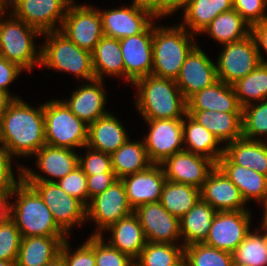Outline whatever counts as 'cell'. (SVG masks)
<instances>
[{
    "instance_id": "1",
    "label": "cell",
    "mask_w": 267,
    "mask_h": 266,
    "mask_svg": "<svg viewBox=\"0 0 267 266\" xmlns=\"http://www.w3.org/2000/svg\"><path fill=\"white\" fill-rule=\"evenodd\" d=\"M0 150L11 155H34L45 142L43 104L37 109L15 98L0 118Z\"/></svg>"
},
{
    "instance_id": "2",
    "label": "cell",
    "mask_w": 267,
    "mask_h": 266,
    "mask_svg": "<svg viewBox=\"0 0 267 266\" xmlns=\"http://www.w3.org/2000/svg\"><path fill=\"white\" fill-rule=\"evenodd\" d=\"M138 90L136 106L145 120L183 119L187 101L175 80L148 75L132 83Z\"/></svg>"
},
{
    "instance_id": "3",
    "label": "cell",
    "mask_w": 267,
    "mask_h": 266,
    "mask_svg": "<svg viewBox=\"0 0 267 266\" xmlns=\"http://www.w3.org/2000/svg\"><path fill=\"white\" fill-rule=\"evenodd\" d=\"M18 199L10 205V219L20 231L21 237H65L67 234L56 224L50 209L39 194L23 179L11 195Z\"/></svg>"
},
{
    "instance_id": "4",
    "label": "cell",
    "mask_w": 267,
    "mask_h": 266,
    "mask_svg": "<svg viewBox=\"0 0 267 266\" xmlns=\"http://www.w3.org/2000/svg\"><path fill=\"white\" fill-rule=\"evenodd\" d=\"M185 24L173 27L153 25V68L151 75L175 80L189 53L197 46Z\"/></svg>"
},
{
    "instance_id": "5",
    "label": "cell",
    "mask_w": 267,
    "mask_h": 266,
    "mask_svg": "<svg viewBox=\"0 0 267 266\" xmlns=\"http://www.w3.org/2000/svg\"><path fill=\"white\" fill-rule=\"evenodd\" d=\"M47 41L41 47L40 65L67 71L76 77L94 80L92 53L78 47L60 30L43 33Z\"/></svg>"
},
{
    "instance_id": "6",
    "label": "cell",
    "mask_w": 267,
    "mask_h": 266,
    "mask_svg": "<svg viewBox=\"0 0 267 266\" xmlns=\"http://www.w3.org/2000/svg\"><path fill=\"white\" fill-rule=\"evenodd\" d=\"M43 114L46 144L72 150L87 146L88 125L75 116L61 100L44 103Z\"/></svg>"
},
{
    "instance_id": "7",
    "label": "cell",
    "mask_w": 267,
    "mask_h": 266,
    "mask_svg": "<svg viewBox=\"0 0 267 266\" xmlns=\"http://www.w3.org/2000/svg\"><path fill=\"white\" fill-rule=\"evenodd\" d=\"M9 15L11 18L6 21H1L0 17V57L31 71L36 64L40 65L41 51H38L39 54L36 52L33 39L42 33L11 12Z\"/></svg>"
},
{
    "instance_id": "8",
    "label": "cell",
    "mask_w": 267,
    "mask_h": 266,
    "mask_svg": "<svg viewBox=\"0 0 267 266\" xmlns=\"http://www.w3.org/2000/svg\"><path fill=\"white\" fill-rule=\"evenodd\" d=\"M262 57L260 46L257 47L252 34L242 40L225 44L218 56L217 79L232 85L252 72L260 63L267 64Z\"/></svg>"
},
{
    "instance_id": "9",
    "label": "cell",
    "mask_w": 267,
    "mask_h": 266,
    "mask_svg": "<svg viewBox=\"0 0 267 266\" xmlns=\"http://www.w3.org/2000/svg\"><path fill=\"white\" fill-rule=\"evenodd\" d=\"M42 198L50 209L56 224L69 235V229L75 224L84 223L86 206L77 198L68 195L57 182L25 181Z\"/></svg>"
},
{
    "instance_id": "10",
    "label": "cell",
    "mask_w": 267,
    "mask_h": 266,
    "mask_svg": "<svg viewBox=\"0 0 267 266\" xmlns=\"http://www.w3.org/2000/svg\"><path fill=\"white\" fill-rule=\"evenodd\" d=\"M69 4L60 31L78 47L92 52L104 36L98 9ZM95 9V10H94Z\"/></svg>"
},
{
    "instance_id": "11",
    "label": "cell",
    "mask_w": 267,
    "mask_h": 266,
    "mask_svg": "<svg viewBox=\"0 0 267 266\" xmlns=\"http://www.w3.org/2000/svg\"><path fill=\"white\" fill-rule=\"evenodd\" d=\"M89 204L86 206V218L93 219L98 226V230L92 235H102V230L105 231L110 225L134 212L120 179L91 198Z\"/></svg>"
},
{
    "instance_id": "12",
    "label": "cell",
    "mask_w": 267,
    "mask_h": 266,
    "mask_svg": "<svg viewBox=\"0 0 267 266\" xmlns=\"http://www.w3.org/2000/svg\"><path fill=\"white\" fill-rule=\"evenodd\" d=\"M73 0H11L12 15L43 33L60 30L67 8ZM60 20V21H59ZM56 27V28H55Z\"/></svg>"
},
{
    "instance_id": "13",
    "label": "cell",
    "mask_w": 267,
    "mask_h": 266,
    "mask_svg": "<svg viewBox=\"0 0 267 266\" xmlns=\"http://www.w3.org/2000/svg\"><path fill=\"white\" fill-rule=\"evenodd\" d=\"M250 212H216L204 244L233 253L250 233Z\"/></svg>"
},
{
    "instance_id": "14",
    "label": "cell",
    "mask_w": 267,
    "mask_h": 266,
    "mask_svg": "<svg viewBox=\"0 0 267 266\" xmlns=\"http://www.w3.org/2000/svg\"><path fill=\"white\" fill-rule=\"evenodd\" d=\"M150 132L143 143L153 164H161L166 158L184 150L183 119L145 120Z\"/></svg>"
},
{
    "instance_id": "15",
    "label": "cell",
    "mask_w": 267,
    "mask_h": 266,
    "mask_svg": "<svg viewBox=\"0 0 267 266\" xmlns=\"http://www.w3.org/2000/svg\"><path fill=\"white\" fill-rule=\"evenodd\" d=\"M105 36L122 39L142 33L158 16L133 0L131 7L100 11Z\"/></svg>"
},
{
    "instance_id": "16",
    "label": "cell",
    "mask_w": 267,
    "mask_h": 266,
    "mask_svg": "<svg viewBox=\"0 0 267 266\" xmlns=\"http://www.w3.org/2000/svg\"><path fill=\"white\" fill-rule=\"evenodd\" d=\"M160 165L166 180L201 189L217 164L205 156L183 150L166 158Z\"/></svg>"
},
{
    "instance_id": "17",
    "label": "cell",
    "mask_w": 267,
    "mask_h": 266,
    "mask_svg": "<svg viewBox=\"0 0 267 266\" xmlns=\"http://www.w3.org/2000/svg\"><path fill=\"white\" fill-rule=\"evenodd\" d=\"M153 24L151 23L142 33L119 40L125 78L130 83L152 73Z\"/></svg>"
},
{
    "instance_id": "18",
    "label": "cell",
    "mask_w": 267,
    "mask_h": 266,
    "mask_svg": "<svg viewBox=\"0 0 267 266\" xmlns=\"http://www.w3.org/2000/svg\"><path fill=\"white\" fill-rule=\"evenodd\" d=\"M138 216L147 242L174 244L181 237L180 219L171 215L160 202L138 206Z\"/></svg>"
},
{
    "instance_id": "19",
    "label": "cell",
    "mask_w": 267,
    "mask_h": 266,
    "mask_svg": "<svg viewBox=\"0 0 267 266\" xmlns=\"http://www.w3.org/2000/svg\"><path fill=\"white\" fill-rule=\"evenodd\" d=\"M217 81L216 65L199 46L189 53L175 79L186 100L195 92L212 86Z\"/></svg>"
},
{
    "instance_id": "20",
    "label": "cell",
    "mask_w": 267,
    "mask_h": 266,
    "mask_svg": "<svg viewBox=\"0 0 267 266\" xmlns=\"http://www.w3.org/2000/svg\"><path fill=\"white\" fill-rule=\"evenodd\" d=\"M124 185L129 205L135 210L146 203L160 202L161 193L166 182L160 164H152L143 171L120 179Z\"/></svg>"
},
{
    "instance_id": "21",
    "label": "cell",
    "mask_w": 267,
    "mask_h": 266,
    "mask_svg": "<svg viewBox=\"0 0 267 266\" xmlns=\"http://www.w3.org/2000/svg\"><path fill=\"white\" fill-rule=\"evenodd\" d=\"M200 190L201 199L217 212L245 210L239 189L217 165Z\"/></svg>"
},
{
    "instance_id": "22",
    "label": "cell",
    "mask_w": 267,
    "mask_h": 266,
    "mask_svg": "<svg viewBox=\"0 0 267 266\" xmlns=\"http://www.w3.org/2000/svg\"><path fill=\"white\" fill-rule=\"evenodd\" d=\"M105 101L106 95L102 80L94 79L90 81V84L81 86V88L74 91L71 98L66 102H62L75 116L89 126L98 118L109 114L104 109Z\"/></svg>"
},
{
    "instance_id": "23",
    "label": "cell",
    "mask_w": 267,
    "mask_h": 266,
    "mask_svg": "<svg viewBox=\"0 0 267 266\" xmlns=\"http://www.w3.org/2000/svg\"><path fill=\"white\" fill-rule=\"evenodd\" d=\"M217 166L227 175V177L237 186L245 202L252 198L267 205V176L234 164L225 154L217 163Z\"/></svg>"
},
{
    "instance_id": "24",
    "label": "cell",
    "mask_w": 267,
    "mask_h": 266,
    "mask_svg": "<svg viewBox=\"0 0 267 266\" xmlns=\"http://www.w3.org/2000/svg\"><path fill=\"white\" fill-rule=\"evenodd\" d=\"M187 110H210L226 113H242L234 88L223 81L195 92L187 100Z\"/></svg>"
},
{
    "instance_id": "25",
    "label": "cell",
    "mask_w": 267,
    "mask_h": 266,
    "mask_svg": "<svg viewBox=\"0 0 267 266\" xmlns=\"http://www.w3.org/2000/svg\"><path fill=\"white\" fill-rule=\"evenodd\" d=\"M187 114L209 130L221 143L227 144L242 137V113L187 110Z\"/></svg>"
},
{
    "instance_id": "26",
    "label": "cell",
    "mask_w": 267,
    "mask_h": 266,
    "mask_svg": "<svg viewBox=\"0 0 267 266\" xmlns=\"http://www.w3.org/2000/svg\"><path fill=\"white\" fill-rule=\"evenodd\" d=\"M123 125L111 113L88 126L87 148L111 155L129 137Z\"/></svg>"
},
{
    "instance_id": "27",
    "label": "cell",
    "mask_w": 267,
    "mask_h": 266,
    "mask_svg": "<svg viewBox=\"0 0 267 266\" xmlns=\"http://www.w3.org/2000/svg\"><path fill=\"white\" fill-rule=\"evenodd\" d=\"M112 232L109 245L136 259L145 247L147 239L138 216L133 212L110 225L106 230Z\"/></svg>"
},
{
    "instance_id": "28",
    "label": "cell",
    "mask_w": 267,
    "mask_h": 266,
    "mask_svg": "<svg viewBox=\"0 0 267 266\" xmlns=\"http://www.w3.org/2000/svg\"><path fill=\"white\" fill-rule=\"evenodd\" d=\"M65 237H22L16 266H45L60 254Z\"/></svg>"
},
{
    "instance_id": "29",
    "label": "cell",
    "mask_w": 267,
    "mask_h": 266,
    "mask_svg": "<svg viewBox=\"0 0 267 266\" xmlns=\"http://www.w3.org/2000/svg\"><path fill=\"white\" fill-rule=\"evenodd\" d=\"M224 154L236 165L251 168L267 176V142L239 138L227 143Z\"/></svg>"
},
{
    "instance_id": "30",
    "label": "cell",
    "mask_w": 267,
    "mask_h": 266,
    "mask_svg": "<svg viewBox=\"0 0 267 266\" xmlns=\"http://www.w3.org/2000/svg\"><path fill=\"white\" fill-rule=\"evenodd\" d=\"M216 212L209 203L200 199L180 219V233L185 239L182 244L184 247L206 240Z\"/></svg>"
},
{
    "instance_id": "31",
    "label": "cell",
    "mask_w": 267,
    "mask_h": 266,
    "mask_svg": "<svg viewBox=\"0 0 267 266\" xmlns=\"http://www.w3.org/2000/svg\"><path fill=\"white\" fill-rule=\"evenodd\" d=\"M185 117L188 121L183 119V143L187 144L184 150L205 156L217 164L219 158L224 154V147H216L221 142L188 114Z\"/></svg>"
},
{
    "instance_id": "32",
    "label": "cell",
    "mask_w": 267,
    "mask_h": 266,
    "mask_svg": "<svg viewBox=\"0 0 267 266\" xmlns=\"http://www.w3.org/2000/svg\"><path fill=\"white\" fill-rule=\"evenodd\" d=\"M95 78L103 80V74L125 78V67L119 40L103 36L91 52Z\"/></svg>"
},
{
    "instance_id": "33",
    "label": "cell",
    "mask_w": 267,
    "mask_h": 266,
    "mask_svg": "<svg viewBox=\"0 0 267 266\" xmlns=\"http://www.w3.org/2000/svg\"><path fill=\"white\" fill-rule=\"evenodd\" d=\"M72 149L45 144L36 153L40 171L61 180L78 166L79 155Z\"/></svg>"
},
{
    "instance_id": "34",
    "label": "cell",
    "mask_w": 267,
    "mask_h": 266,
    "mask_svg": "<svg viewBox=\"0 0 267 266\" xmlns=\"http://www.w3.org/2000/svg\"><path fill=\"white\" fill-rule=\"evenodd\" d=\"M112 169L117 179L143 171L153 163L150 161L143 141L129 139L111 154Z\"/></svg>"
},
{
    "instance_id": "35",
    "label": "cell",
    "mask_w": 267,
    "mask_h": 266,
    "mask_svg": "<svg viewBox=\"0 0 267 266\" xmlns=\"http://www.w3.org/2000/svg\"><path fill=\"white\" fill-rule=\"evenodd\" d=\"M203 32L221 44L242 40L251 34V26L234 9L217 15Z\"/></svg>"
},
{
    "instance_id": "36",
    "label": "cell",
    "mask_w": 267,
    "mask_h": 266,
    "mask_svg": "<svg viewBox=\"0 0 267 266\" xmlns=\"http://www.w3.org/2000/svg\"><path fill=\"white\" fill-rule=\"evenodd\" d=\"M200 199L199 188L166 180L160 203L171 215L181 219Z\"/></svg>"
},
{
    "instance_id": "37",
    "label": "cell",
    "mask_w": 267,
    "mask_h": 266,
    "mask_svg": "<svg viewBox=\"0 0 267 266\" xmlns=\"http://www.w3.org/2000/svg\"><path fill=\"white\" fill-rule=\"evenodd\" d=\"M184 9V22L190 33H203L219 14L233 9L232 0H193ZM189 26V27H188Z\"/></svg>"
},
{
    "instance_id": "38",
    "label": "cell",
    "mask_w": 267,
    "mask_h": 266,
    "mask_svg": "<svg viewBox=\"0 0 267 266\" xmlns=\"http://www.w3.org/2000/svg\"><path fill=\"white\" fill-rule=\"evenodd\" d=\"M264 234L259 231L251 232L244 238L232 253L234 266H267V236L266 226L263 224Z\"/></svg>"
},
{
    "instance_id": "39",
    "label": "cell",
    "mask_w": 267,
    "mask_h": 266,
    "mask_svg": "<svg viewBox=\"0 0 267 266\" xmlns=\"http://www.w3.org/2000/svg\"><path fill=\"white\" fill-rule=\"evenodd\" d=\"M232 86L242 108L250 105L252 100L259 102L267 99V64L260 63Z\"/></svg>"
},
{
    "instance_id": "40",
    "label": "cell",
    "mask_w": 267,
    "mask_h": 266,
    "mask_svg": "<svg viewBox=\"0 0 267 266\" xmlns=\"http://www.w3.org/2000/svg\"><path fill=\"white\" fill-rule=\"evenodd\" d=\"M184 259V246L147 242L135 266H177Z\"/></svg>"
},
{
    "instance_id": "41",
    "label": "cell",
    "mask_w": 267,
    "mask_h": 266,
    "mask_svg": "<svg viewBox=\"0 0 267 266\" xmlns=\"http://www.w3.org/2000/svg\"><path fill=\"white\" fill-rule=\"evenodd\" d=\"M22 179L24 181H43V182H57L63 191L68 195L77 198L85 206L88 205V191H87V175L83 170L77 166L72 172L63 177L59 181H54L53 179H47L38 173L30 171L25 167L22 168Z\"/></svg>"
},
{
    "instance_id": "42",
    "label": "cell",
    "mask_w": 267,
    "mask_h": 266,
    "mask_svg": "<svg viewBox=\"0 0 267 266\" xmlns=\"http://www.w3.org/2000/svg\"><path fill=\"white\" fill-rule=\"evenodd\" d=\"M184 259L187 266H234L232 253L204 243L185 246Z\"/></svg>"
},
{
    "instance_id": "43",
    "label": "cell",
    "mask_w": 267,
    "mask_h": 266,
    "mask_svg": "<svg viewBox=\"0 0 267 266\" xmlns=\"http://www.w3.org/2000/svg\"><path fill=\"white\" fill-rule=\"evenodd\" d=\"M260 102L242 108L243 138L256 140L257 135L267 134V99Z\"/></svg>"
},
{
    "instance_id": "44",
    "label": "cell",
    "mask_w": 267,
    "mask_h": 266,
    "mask_svg": "<svg viewBox=\"0 0 267 266\" xmlns=\"http://www.w3.org/2000/svg\"><path fill=\"white\" fill-rule=\"evenodd\" d=\"M95 266H135V260L103 241L102 235H93Z\"/></svg>"
},
{
    "instance_id": "45",
    "label": "cell",
    "mask_w": 267,
    "mask_h": 266,
    "mask_svg": "<svg viewBox=\"0 0 267 266\" xmlns=\"http://www.w3.org/2000/svg\"><path fill=\"white\" fill-rule=\"evenodd\" d=\"M21 234L15 223L10 219L0 227V259L16 262Z\"/></svg>"
},
{
    "instance_id": "46",
    "label": "cell",
    "mask_w": 267,
    "mask_h": 266,
    "mask_svg": "<svg viewBox=\"0 0 267 266\" xmlns=\"http://www.w3.org/2000/svg\"><path fill=\"white\" fill-rule=\"evenodd\" d=\"M67 239L62 243L60 256L66 266H95V253L93 251V235L72 254ZM71 254V255H70Z\"/></svg>"
},
{
    "instance_id": "47",
    "label": "cell",
    "mask_w": 267,
    "mask_h": 266,
    "mask_svg": "<svg viewBox=\"0 0 267 266\" xmlns=\"http://www.w3.org/2000/svg\"><path fill=\"white\" fill-rule=\"evenodd\" d=\"M86 156L78 157V166L86 175L114 173L111 155L88 148Z\"/></svg>"
},
{
    "instance_id": "48",
    "label": "cell",
    "mask_w": 267,
    "mask_h": 266,
    "mask_svg": "<svg viewBox=\"0 0 267 266\" xmlns=\"http://www.w3.org/2000/svg\"><path fill=\"white\" fill-rule=\"evenodd\" d=\"M14 156L0 150V200H8L15 187L22 180V168L19 166V179H15L11 168V160Z\"/></svg>"
},
{
    "instance_id": "49",
    "label": "cell",
    "mask_w": 267,
    "mask_h": 266,
    "mask_svg": "<svg viewBox=\"0 0 267 266\" xmlns=\"http://www.w3.org/2000/svg\"><path fill=\"white\" fill-rule=\"evenodd\" d=\"M233 9L252 27L261 23L266 17L264 10L267 7V0H232Z\"/></svg>"
},
{
    "instance_id": "50",
    "label": "cell",
    "mask_w": 267,
    "mask_h": 266,
    "mask_svg": "<svg viewBox=\"0 0 267 266\" xmlns=\"http://www.w3.org/2000/svg\"><path fill=\"white\" fill-rule=\"evenodd\" d=\"M117 179L115 173H101L94 175H87V191L88 198L102 193L110 187Z\"/></svg>"
},
{
    "instance_id": "51",
    "label": "cell",
    "mask_w": 267,
    "mask_h": 266,
    "mask_svg": "<svg viewBox=\"0 0 267 266\" xmlns=\"http://www.w3.org/2000/svg\"><path fill=\"white\" fill-rule=\"evenodd\" d=\"M24 71L18 64L0 57V91L8 92L7 86Z\"/></svg>"
},
{
    "instance_id": "52",
    "label": "cell",
    "mask_w": 267,
    "mask_h": 266,
    "mask_svg": "<svg viewBox=\"0 0 267 266\" xmlns=\"http://www.w3.org/2000/svg\"><path fill=\"white\" fill-rule=\"evenodd\" d=\"M140 6L151 9L158 17H166L170 14L171 0H134Z\"/></svg>"
},
{
    "instance_id": "53",
    "label": "cell",
    "mask_w": 267,
    "mask_h": 266,
    "mask_svg": "<svg viewBox=\"0 0 267 266\" xmlns=\"http://www.w3.org/2000/svg\"><path fill=\"white\" fill-rule=\"evenodd\" d=\"M251 34L253 35L257 47L262 46V48L267 53V17L258 24L251 27Z\"/></svg>"
},
{
    "instance_id": "54",
    "label": "cell",
    "mask_w": 267,
    "mask_h": 266,
    "mask_svg": "<svg viewBox=\"0 0 267 266\" xmlns=\"http://www.w3.org/2000/svg\"><path fill=\"white\" fill-rule=\"evenodd\" d=\"M11 94L5 91H0V118L2 117V115L6 112V110L8 109V106L10 105V103L15 99V98H19L17 96H10Z\"/></svg>"
},
{
    "instance_id": "55",
    "label": "cell",
    "mask_w": 267,
    "mask_h": 266,
    "mask_svg": "<svg viewBox=\"0 0 267 266\" xmlns=\"http://www.w3.org/2000/svg\"><path fill=\"white\" fill-rule=\"evenodd\" d=\"M9 200H0V227L10 220Z\"/></svg>"
},
{
    "instance_id": "56",
    "label": "cell",
    "mask_w": 267,
    "mask_h": 266,
    "mask_svg": "<svg viewBox=\"0 0 267 266\" xmlns=\"http://www.w3.org/2000/svg\"><path fill=\"white\" fill-rule=\"evenodd\" d=\"M193 0H171L170 1V14L177 11L179 8L186 7Z\"/></svg>"
},
{
    "instance_id": "57",
    "label": "cell",
    "mask_w": 267,
    "mask_h": 266,
    "mask_svg": "<svg viewBox=\"0 0 267 266\" xmlns=\"http://www.w3.org/2000/svg\"><path fill=\"white\" fill-rule=\"evenodd\" d=\"M45 266H66L62 257L59 255L52 262L46 264Z\"/></svg>"
},
{
    "instance_id": "58",
    "label": "cell",
    "mask_w": 267,
    "mask_h": 266,
    "mask_svg": "<svg viewBox=\"0 0 267 266\" xmlns=\"http://www.w3.org/2000/svg\"><path fill=\"white\" fill-rule=\"evenodd\" d=\"M11 4V0H0V17H3L4 10Z\"/></svg>"
},
{
    "instance_id": "59",
    "label": "cell",
    "mask_w": 267,
    "mask_h": 266,
    "mask_svg": "<svg viewBox=\"0 0 267 266\" xmlns=\"http://www.w3.org/2000/svg\"><path fill=\"white\" fill-rule=\"evenodd\" d=\"M0 266H16V262L5 261L0 259Z\"/></svg>"
},
{
    "instance_id": "60",
    "label": "cell",
    "mask_w": 267,
    "mask_h": 266,
    "mask_svg": "<svg viewBox=\"0 0 267 266\" xmlns=\"http://www.w3.org/2000/svg\"><path fill=\"white\" fill-rule=\"evenodd\" d=\"M263 224L267 227V205L264 207Z\"/></svg>"
},
{
    "instance_id": "61",
    "label": "cell",
    "mask_w": 267,
    "mask_h": 266,
    "mask_svg": "<svg viewBox=\"0 0 267 266\" xmlns=\"http://www.w3.org/2000/svg\"><path fill=\"white\" fill-rule=\"evenodd\" d=\"M177 266H187L185 259H183Z\"/></svg>"
}]
</instances>
